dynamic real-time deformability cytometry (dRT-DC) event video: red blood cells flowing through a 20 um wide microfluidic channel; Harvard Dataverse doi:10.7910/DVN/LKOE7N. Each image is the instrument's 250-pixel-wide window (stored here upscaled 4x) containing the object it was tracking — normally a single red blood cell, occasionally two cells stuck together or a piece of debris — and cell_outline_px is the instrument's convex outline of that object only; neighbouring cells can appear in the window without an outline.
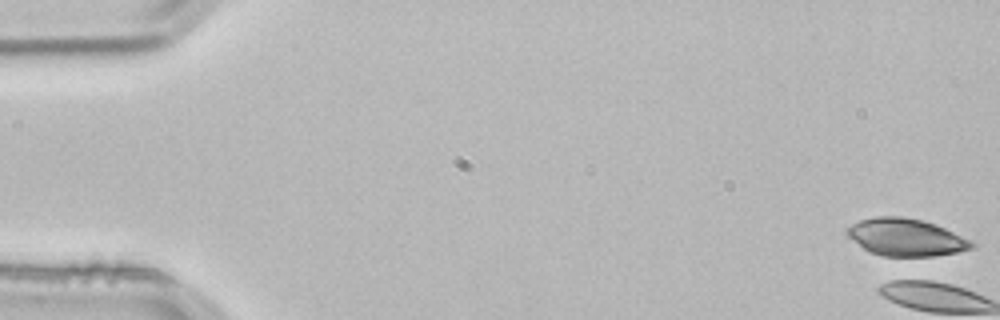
{"species": "common noctule bat (a hibernating species)", "species_latin": "Nyctalus noctula", "temperature_condition": "room temperature", "stored_images_in_passage": 2, "camera_frame_rate_fps": 3000, "um_per_image_px": 0.085, "animal": {"sex": "male", "body_mass_g": 21.5, "forearm_length_mm": 52.0}, "frame": {"image": 1, "passage_image": 1, "time_ms": 0.0, "image_size_px": [1000, 320], "cell_outline_px": [[976, 248], [936, 256], [880, 256], [868, 252], [848, 236], [848, 228], [852, 224], [860, 220], [876, 216], [904, 216], [924, 220], [936, 224], [972, 240], [976, 244]], "centroid_in_image_um": [77.05, 20.17], "position_along_channel_um": 7.9, "area_um2": 27.34}}